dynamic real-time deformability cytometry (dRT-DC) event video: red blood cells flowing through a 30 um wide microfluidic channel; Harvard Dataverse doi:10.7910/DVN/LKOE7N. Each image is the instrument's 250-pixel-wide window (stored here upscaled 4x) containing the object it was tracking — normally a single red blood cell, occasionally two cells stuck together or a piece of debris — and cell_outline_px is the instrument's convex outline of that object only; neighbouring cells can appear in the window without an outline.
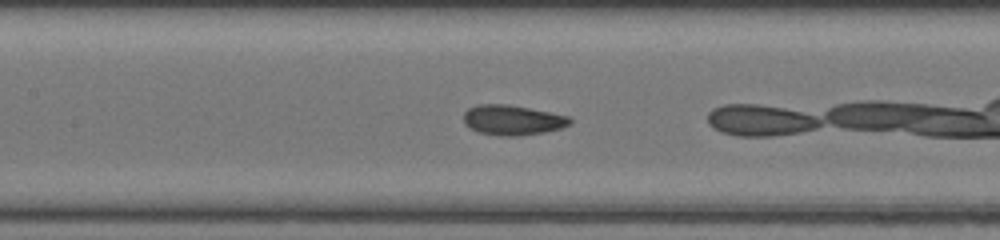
{"species": "common noctule bat (a hibernating species)", "species_latin": "Nyctalus noctula", "temperature_condition": "room temperature", "stored_images_in_passage": 46, "camera_frame_rate_fps": 3000, "um_per_image_px": 0.085, "animal": {"sex": "female", "body_mass_g": 20.0, "forearm_length_mm": 54.0}, "frame": {"image": 1, "passage_image": 20, "time_ms": 6.333, "image_size_px": [1000, 240], "cell_outline_px": [[572, 124], [560, 128], [544, 132], [516, 136], [500, 136], [480, 132], [464, 124], [464, 112], [468, 108], [476, 104], [508, 104], [568, 116], [572, 120]], "centroid_in_image_um": [43.55, 10.2], "position_along_channel_um": 163.9, "area_um2": 18.5}, "authors_computed_cell_mechanics": {"area_um2": 18.4382, "velocity_mm_per_s": 4.2975, "shape_relaxation_time_tau1_ms": 4.8149, "shape_relaxation_time_tau2_ms": 0.3737, "deformation_change_tau1": 0.1388, "deformation_change_tau2": 0.0366}}